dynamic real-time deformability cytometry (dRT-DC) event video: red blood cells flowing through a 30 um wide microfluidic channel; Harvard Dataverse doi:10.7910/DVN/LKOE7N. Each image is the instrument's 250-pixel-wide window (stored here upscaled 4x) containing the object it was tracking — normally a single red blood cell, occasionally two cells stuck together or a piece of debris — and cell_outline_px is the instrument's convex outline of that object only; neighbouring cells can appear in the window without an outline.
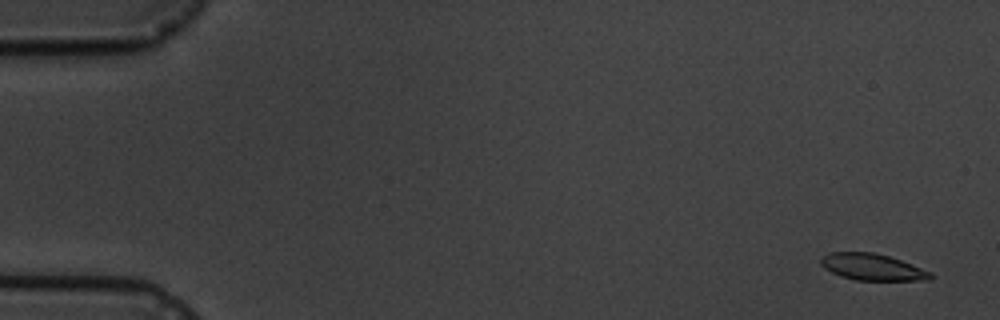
{"species": "common noctule bat (a hibernating species)", "species_latin": "Nyctalus noctula", "temperature_condition": "cold", "stored_images_in_passage": 9, "camera_frame_rate_fps": 3000, "um_per_image_px": 0.085, "animal": {"sex": "male", "body_mass_g": 19.5, "forearm_length_mm": 54.6}, "frame": {"image": 1, "passage_image": 1, "time_ms": 0.0, "image_size_px": [1000, 320], "cell_outline_px": [[932, 276], [928, 280], [856, 280], [840, 276], [824, 268], [820, 264], [820, 256], [828, 252], [872, 252], [888, 256], [912, 264], [932, 272]], "centroid_in_image_um": [74.1, 22.69], "position_along_channel_um": 10.9, "area_um2": 16.99}}
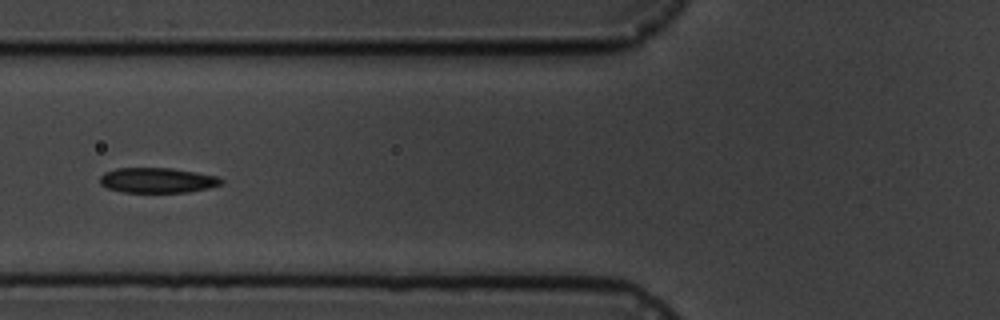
{"frame": {"image": 2, "passage_image": 6, "time_ms": 6.667, "image_size_px": [1000, 320], "cell_outline_px": [[224, 180], [220, 184], [208, 188], [188, 192], [124, 192], [108, 188], [100, 184], [100, 176], [104, 172], [116, 168], [172, 168], [196, 172], [216, 176]], "centroid_in_image_um": [13.35, 15.32], "position_along_channel_um": 112.4, "area_um2": 17.69}}
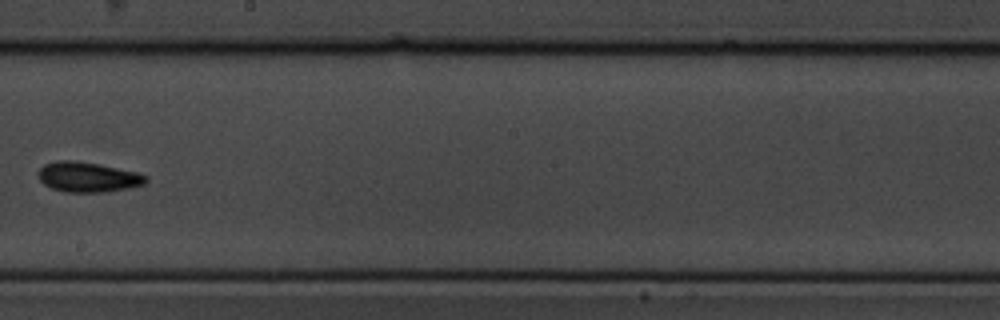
{"frame": {"image": 3, "passage_image": 9, "time_ms": 10.333, "image_size_px": [1000, 320], "cell_outline_px": [[148, 180], [144, 184], [128, 188], [108, 192], [64, 192], [52, 188], [44, 184], [36, 176], [36, 172], [44, 164], [56, 160], [72, 160], [100, 164], [140, 172], [148, 176]], "centroid_in_image_um": [7.47, 15.04], "position_along_channel_um": 240.7, "area_um2": 19.25}}